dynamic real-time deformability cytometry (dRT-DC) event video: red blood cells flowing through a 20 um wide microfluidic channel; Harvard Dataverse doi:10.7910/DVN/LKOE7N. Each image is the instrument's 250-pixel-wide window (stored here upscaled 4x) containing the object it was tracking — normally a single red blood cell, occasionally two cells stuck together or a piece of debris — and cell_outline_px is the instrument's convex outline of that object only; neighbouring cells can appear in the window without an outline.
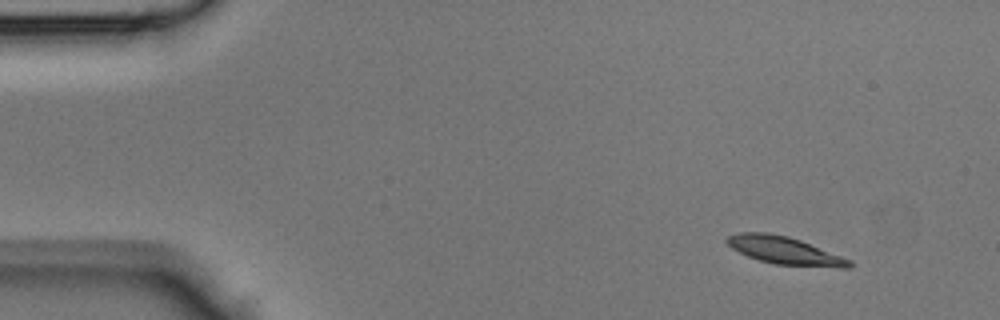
{"species": "Egyptian fruit bat (a non-hibernating species)", "species_latin": "Rousettus aegyptiacus", "temperature_condition": "room temperature", "stored_images_in_passage": 44, "camera_frame_rate_fps": 3000, "um_per_image_px": 0.085, "animal": {"sex": "male"}, "frame": {"image": 1, "passage_image": 5, "time_ms": 1.333, "image_size_px": [1000, 320], "cell_outline_px": [[852, 268], [840, 268], [776, 264], [760, 260], [748, 256], [732, 248], [724, 240], [728, 236], [740, 232], [768, 232], [788, 236], [800, 240], [852, 260]], "centroid_in_image_um": [66.71, 21.29], "position_along_channel_um": 18.3, "area_um2": 19.65}}
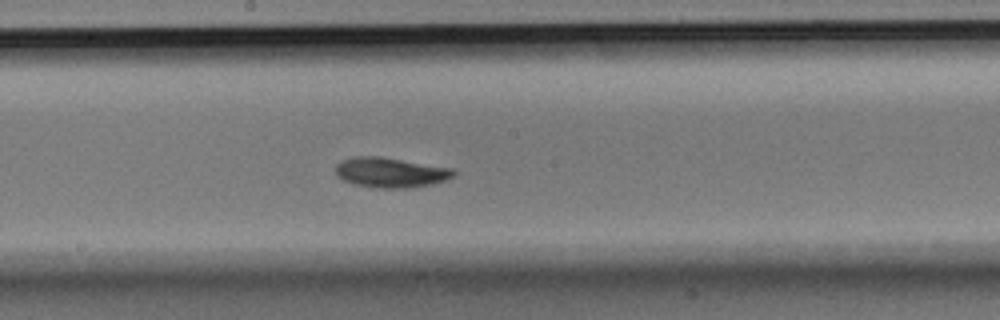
{"frame": {"image": 2, "passage_image": 24, "time_ms": 7.667, "image_size_px": [1000, 320], "cell_outline_px": [[456, 172], [452, 176], [444, 180], [432, 184], [408, 188], [372, 188], [352, 184], [336, 176], [336, 164], [352, 156], [380, 156], [456, 168]], "centroid_in_image_um": [33.2, 14.66], "position_along_channel_um": 215.0, "area_um2": 20.92}}
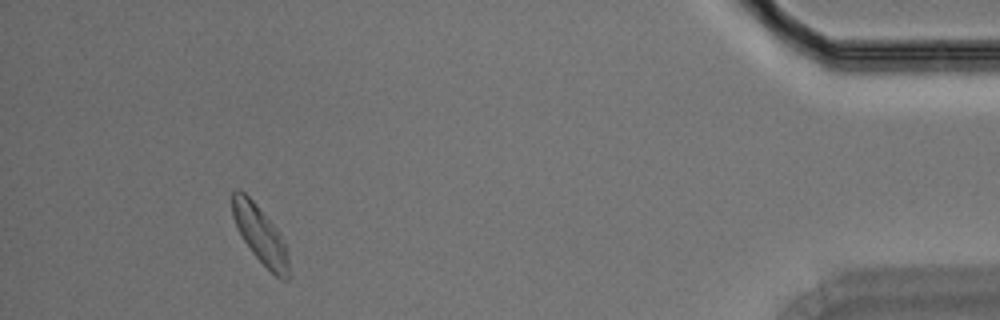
{"frame": {"image": 3, "passage_image": 41, "time_ms": 13.333, "image_size_px": [1000, 320], "cell_outline_px": [[288, 280], [280, 280], [252, 252], [244, 240], [232, 216], [232, 192], [236, 188], [240, 188], [252, 200], [276, 228], [284, 240], [288, 248]], "centroid_in_image_um": [22.13, 19.93], "position_along_channel_um": 413.1, "area_um2": 18.55}}